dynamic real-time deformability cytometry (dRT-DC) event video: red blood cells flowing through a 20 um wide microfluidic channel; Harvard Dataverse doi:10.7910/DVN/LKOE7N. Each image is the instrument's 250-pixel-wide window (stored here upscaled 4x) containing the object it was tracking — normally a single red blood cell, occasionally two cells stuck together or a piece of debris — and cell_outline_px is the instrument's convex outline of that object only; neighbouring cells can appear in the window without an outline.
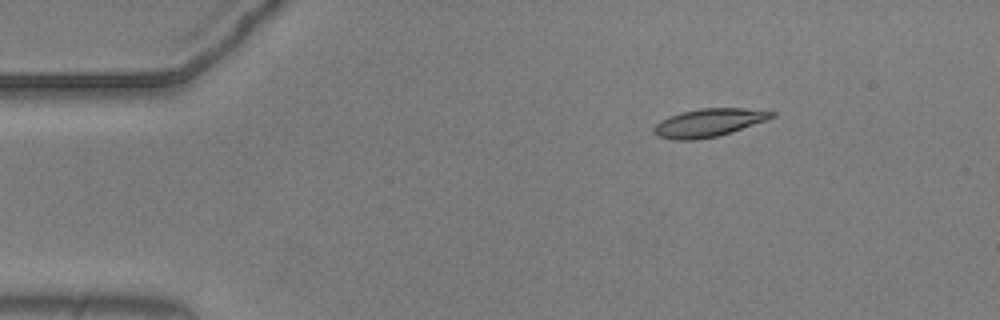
{"species": "common noctule bat (a hibernating species)", "species_latin": "Nyctalus noctula", "temperature_condition": "warm", "stored_images_in_passage": 46, "camera_frame_rate_fps": 3000, "um_per_image_px": 0.085, "animal": {"sex": "male", "body_mass_g": 20.5, "forearm_length_mm": 52.5}, "frame": {"image": 1, "passage_image": 1, "time_ms": 0.0, "image_size_px": [1000, 320], "cell_outline_px": [[776, 116], [768, 120], [732, 132], [716, 136], [692, 140], [672, 140], [656, 136], [652, 132], [652, 128], [660, 120], [668, 116], [680, 112], [700, 108], [744, 108], [776, 112]], "centroid_in_image_um": [60.22, 10.43], "position_along_channel_um": 24.8, "area_um2": 19.54}}
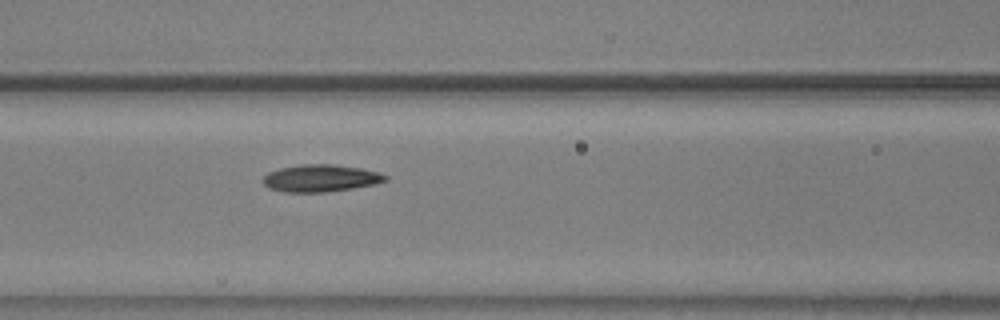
{"frame": {"image": 2, "passage_image": 16, "time_ms": 5.0, "image_size_px": [1000, 320], "cell_outline_px": [[388, 180], [376, 184], [352, 188], [324, 192], [284, 192], [272, 188], [264, 184], [264, 176], [268, 172], [280, 168], [300, 164], [332, 164], [360, 168], [380, 172], [388, 176]], "centroid_in_image_um": [27.3, 15.14], "position_along_channel_um": 139.3, "area_um2": 19.31}}
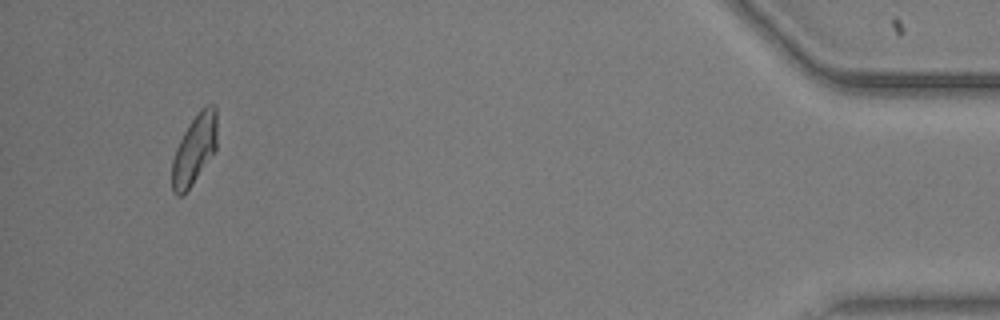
{"frame": {"image": 3, "passage_image": 45, "time_ms": 14.667, "image_size_px": [1000, 320], "cell_outline_px": [[216, 148], [192, 184], [180, 196], [176, 196], [172, 192], [172, 160], [176, 148], [188, 124], [200, 108], [204, 104], [212, 104], [216, 108]], "centroid_in_image_um": [16.51, 12.66], "position_along_channel_um": 418.7, "area_um2": 18.09}}